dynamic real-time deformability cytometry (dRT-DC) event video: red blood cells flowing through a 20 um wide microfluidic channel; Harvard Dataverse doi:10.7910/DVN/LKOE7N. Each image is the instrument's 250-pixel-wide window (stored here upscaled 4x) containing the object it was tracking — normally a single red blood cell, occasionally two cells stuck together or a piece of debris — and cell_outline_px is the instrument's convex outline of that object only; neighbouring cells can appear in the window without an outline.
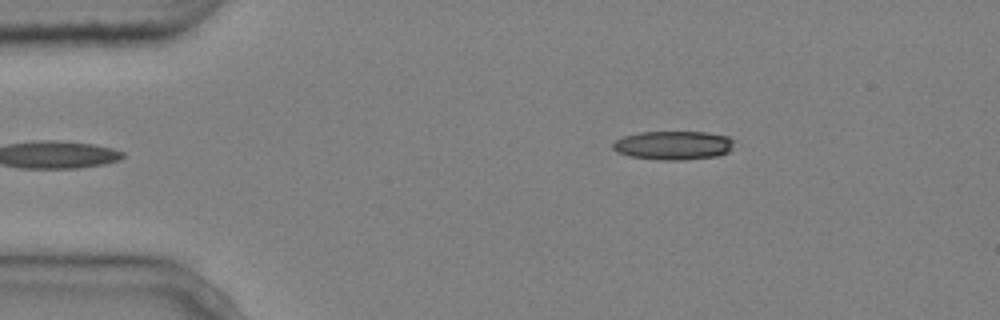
{"species": "common noctule bat (a hibernating species)", "species_latin": "Nyctalus noctula", "temperature_condition": "cold", "stored_images_in_passage": 4, "camera_frame_rate_fps": 3000, "um_per_image_px": 0.085, "animal": {"sex": "male", "body_mass_g": 20.4}, "frame": {"image": 1, "passage_image": 1, "time_ms": 0.0, "image_size_px": [1000, 320], "cell_outline_px": [[736, 140], [732, 148], [728, 152], [716, 156], [680, 160], [660, 160], [628, 156], [616, 152], [612, 148], [612, 144], [616, 140], [624, 136], [640, 132], [708, 132], [728, 136]], "centroid_in_image_um": [57.24, 12.35], "position_along_channel_um": 27.8, "area_um2": 20.52}}
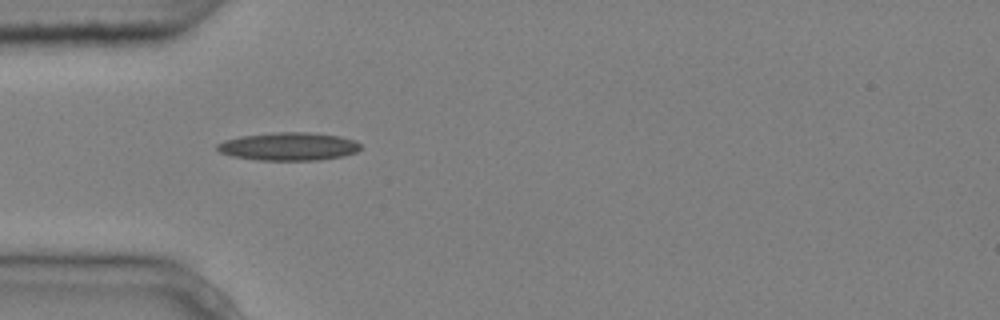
{"frame": {"image": 2, "passage_image": 3, "time_ms": 0.667, "image_size_px": [1000, 320], "cell_outline_px": [[364, 148], [356, 152], [344, 156], [320, 160], [256, 160], [232, 156], [220, 152], [216, 148], [216, 144], [224, 140], [240, 136], [276, 132], [308, 132], [340, 136], [356, 140]], "centroid_in_image_um": [24.57, 12.45], "position_along_channel_um": 60.4, "area_um2": 23.7}}
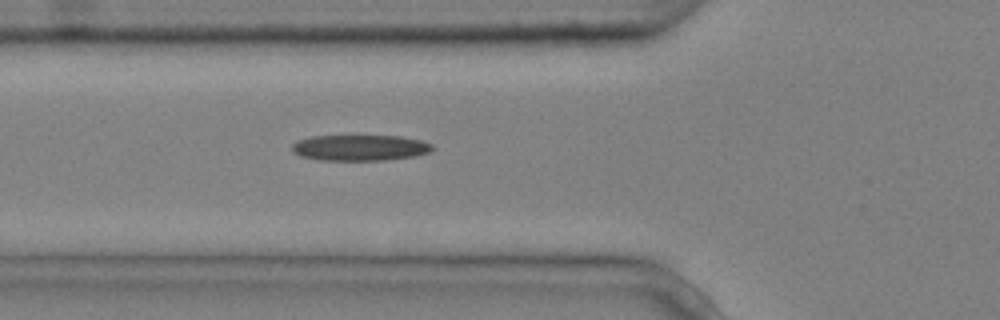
{"frame": {"image": 3, "passage_image": 4, "time_ms": 1.0, "image_size_px": [1000, 320], "cell_outline_px": [[436, 148], [428, 152], [416, 156], [384, 160], [320, 160], [300, 156], [292, 152], [292, 144], [296, 140], [312, 136], [400, 136], [420, 140], [432, 144]], "centroid_in_image_um": [30.58, 12.56], "position_along_channel_um": 95.2, "area_um2": 21.27}}